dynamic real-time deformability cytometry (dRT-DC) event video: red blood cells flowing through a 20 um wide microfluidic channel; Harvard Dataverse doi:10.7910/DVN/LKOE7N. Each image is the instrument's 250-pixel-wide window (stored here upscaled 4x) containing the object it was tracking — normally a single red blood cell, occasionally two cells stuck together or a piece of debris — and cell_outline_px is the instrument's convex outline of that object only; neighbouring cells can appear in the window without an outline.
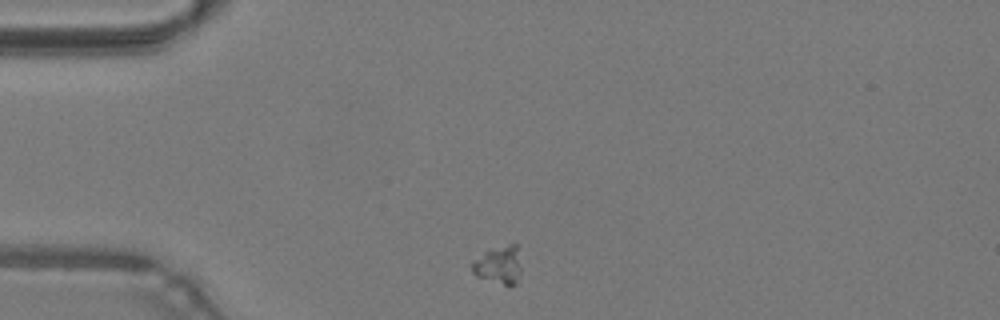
{"species": "common noctule bat (a hibernating species)", "species_latin": "Nyctalus noctula", "temperature_condition": "warm", "stored_images_in_passage": 39, "camera_frame_rate_fps": 3000, "um_per_image_px": 0.085, "animal": {"sex": "male", "body_mass_g": 19.2, "forearm_length_mm": 51.8}, "frame": {"image": 1, "passage_image": 1, "time_ms": 0.0, "image_size_px": [1000, 320], "cell_outline_px": [[520, 272], [516, 284], [504, 284], [476, 276], [472, 272], [472, 260], [484, 252], [508, 244], [516, 244]], "centroid_in_image_um": [42.36, 22.52], "position_along_channel_um": 42.6, "area_um2": 10.46}}
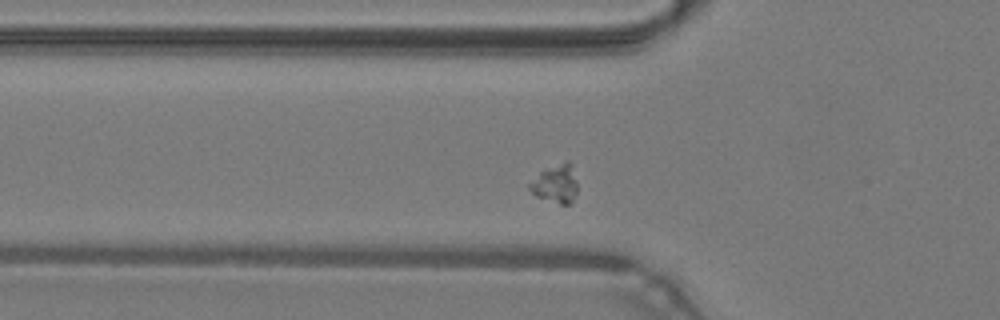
{"frame": {"image": 2, "passage_image": 6, "time_ms": 1.667, "image_size_px": [1000, 320], "cell_outline_px": [[576, 192], [572, 200], [568, 204], [560, 204], [536, 196], [528, 188], [528, 184], [540, 172], [568, 160], [572, 164], [576, 180]], "centroid_in_image_um": [47.22, 15.62], "position_along_channel_um": 78.6, "area_um2": 10.4}}
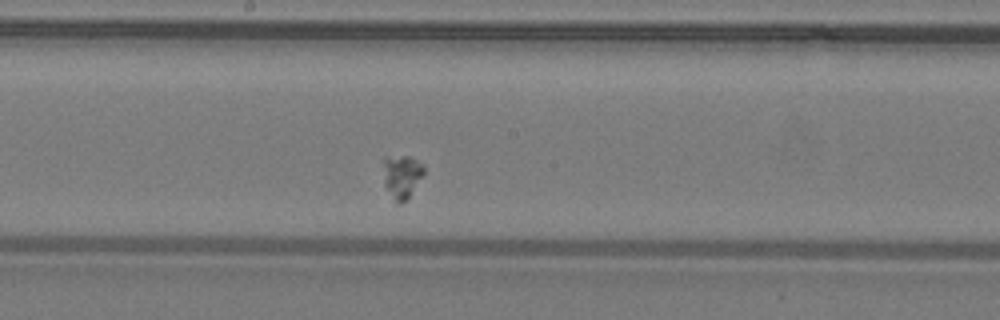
{"frame": {"image": 3, "passage_image": 16, "time_ms": 5.0, "image_size_px": [1000, 320], "cell_outline_px": [[424, 172], [408, 196], [400, 204], [396, 204], [392, 200], [384, 184], [384, 156], [408, 156], [424, 164]], "centroid_in_image_um": [34.12, 14.98], "position_along_channel_um": 214.1, "area_um2": 10.12}}